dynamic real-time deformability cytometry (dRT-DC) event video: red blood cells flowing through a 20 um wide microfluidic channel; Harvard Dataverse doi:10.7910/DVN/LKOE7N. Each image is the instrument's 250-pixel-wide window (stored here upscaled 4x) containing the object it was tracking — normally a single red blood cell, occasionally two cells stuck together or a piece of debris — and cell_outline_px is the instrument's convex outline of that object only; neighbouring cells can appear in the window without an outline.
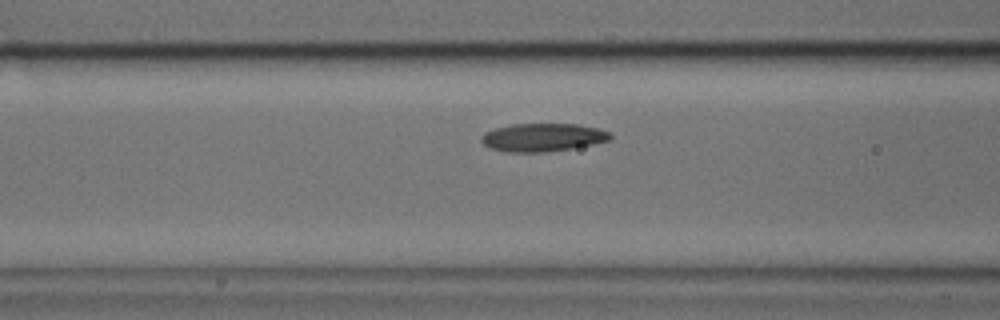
{"species": "common noctule bat (a hibernating species)", "species_latin": "Nyctalus noctula", "temperature_condition": "cold", "stored_images_in_passage": 33, "camera_frame_rate_fps": 3000, "um_per_image_px": 0.085, "animal": {"sex": "male", "body_mass_g": 17.9, "forearm_length_mm": 54.2}, "frame": {"image": 1, "passage_image": 5, "time_ms": 1.333, "image_size_px": [1000, 320], "cell_outline_px": [[612, 136], [608, 140], [592, 144], [572, 148], [544, 152], [508, 152], [488, 148], [480, 140], [480, 136], [484, 132], [496, 128], [512, 124], [580, 124], [600, 128], [612, 132]], "centroid_in_image_um": [46.13, 11.67], "position_along_channel_um": 120.5, "area_um2": 21.27}}
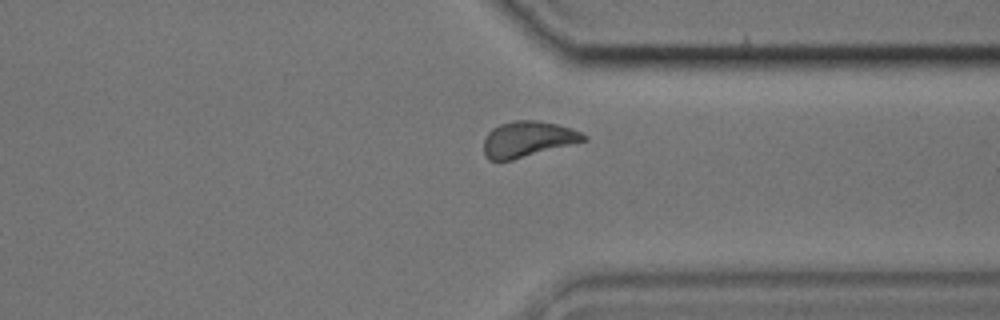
{"frame": {"image": 2, "passage_image": 24, "time_ms": 7.667, "image_size_px": [1000, 320], "cell_outline_px": [[588, 140], [512, 160], [488, 160], [484, 156], [484, 140], [488, 132], [492, 128], [500, 124], [516, 120], [536, 120], [556, 124], [572, 128], [588, 136]], "centroid_in_image_um": [44.86, 11.83], "position_along_channel_um": 366.5, "area_um2": 20.81}}
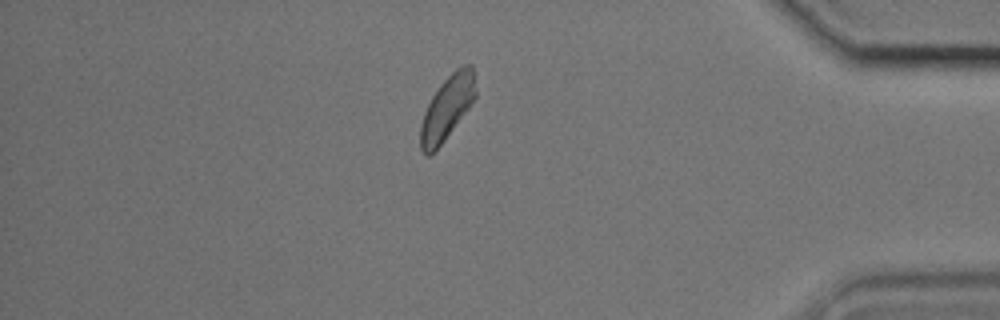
{"frame": {"image": 3, "passage_image": 29, "time_ms": 9.333, "image_size_px": [1000, 320], "cell_outline_px": [[476, 96], [468, 108], [444, 140], [428, 156], [420, 148], [420, 124], [424, 112], [432, 96], [440, 84], [456, 68], [464, 64], [472, 64], [476, 92]], "centroid_in_image_um": [38.0, 9.13], "position_along_channel_um": 397.2, "area_um2": 20.11}}